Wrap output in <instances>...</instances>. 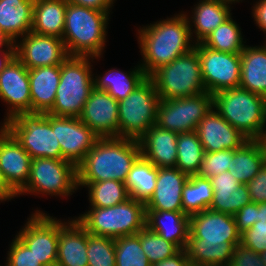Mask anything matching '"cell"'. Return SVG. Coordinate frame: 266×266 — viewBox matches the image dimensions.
Returning <instances> with one entry per match:
<instances>
[{
	"label": "cell",
	"mask_w": 266,
	"mask_h": 266,
	"mask_svg": "<svg viewBox=\"0 0 266 266\" xmlns=\"http://www.w3.org/2000/svg\"><path fill=\"white\" fill-rule=\"evenodd\" d=\"M136 38L141 60L138 61L146 77L171 63L177 57L190 52L196 43L192 39L187 17L181 10L166 19L139 25ZM142 62V63H141Z\"/></svg>",
	"instance_id": "1"
},
{
	"label": "cell",
	"mask_w": 266,
	"mask_h": 266,
	"mask_svg": "<svg viewBox=\"0 0 266 266\" xmlns=\"http://www.w3.org/2000/svg\"><path fill=\"white\" fill-rule=\"evenodd\" d=\"M140 156L141 147L137 139L99 138L77 166V183L110 179L125 182L130 169Z\"/></svg>",
	"instance_id": "2"
},
{
	"label": "cell",
	"mask_w": 266,
	"mask_h": 266,
	"mask_svg": "<svg viewBox=\"0 0 266 266\" xmlns=\"http://www.w3.org/2000/svg\"><path fill=\"white\" fill-rule=\"evenodd\" d=\"M112 13L67 2L62 40L69 56H103Z\"/></svg>",
	"instance_id": "3"
},
{
	"label": "cell",
	"mask_w": 266,
	"mask_h": 266,
	"mask_svg": "<svg viewBox=\"0 0 266 266\" xmlns=\"http://www.w3.org/2000/svg\"><path fill=\"white\" fill-rule=\"evenodd\" d=\"M103 57L69 56L60 65V82L48 114L57 117L81 116L84 104L94 88L93 65Z\"/></svg>",
	"instance_id": "4"
},
{
	"label": "cell",
	"mask_w": 266,
	"mask_h": 266,
	"mask_svg": "<svg viewBox=\"0 0 266 266\" xmlns=\"http://www.w3.org/2000/svg\"><path fill=\"white\" fill-rule=\"evenodd\" d=\"M213 108L249 140L266 128V98L240 87L212 95Z\"/></svg>",
	"instance_id": "5"
},
{
	"label": "cell",
	"mask_w": 266,
	"mask_h": 266,
	"mask_svg": "<svg viewBox=\"0 0 266 266\" xmlns=\"http://www.w3.org/2000/svg\"><path fill=\"white\" fill-rule=\"evenodd\" d=\"M82 213L74 217L93 235L115 239L135 235L146 226L145 203L131 197L118 205L105 208L89 207Z\"/></svg>",
	"instance_id": "6"
},
{
	"label": "cell",
	"mask_w": 266,
	"mask_h": 266,
	"mask_svg": "<svg viewBox=\"0 0 266 266\" xmlns=\"http://www.w3.org/2000/svg\"><path fill=\"white\" fill-rule=\"evenodd\" d=\"M78 192L77 167L65 159L34 158L26 187L17 198L28 194L34 197H60L64 200Z\"/></svg>",
	"instance_id": "7"
},
{
	"label": "cell",
	"mask_w": 266,
	"mask_h": 266,
	"mask_svg": "<svg viewBox=\"0 0 266 266\" xmlns=\"http://www.w3.org/2000/svg\"><path fill=\"white\" fill-rule=\"evenodd\" d=\"M160 100L184 98L206 92L197 50L177 57L149 77Z\"/></svg>",
	"instance_id": "8"
},
{
	"label": "cell",
	"mask_w": 266,
	"mask_h": 266,
	"mask_svg": "<svg viewBox=\"0 0 266 266\" xmlns=\"http://www.w3.org/2000/svg\"><path fill=\"white\" fill-rule=\"evenodd\" d=\"M3 126L15 137L32 159H62L56 129L50 124V114L29 113L9 119Z\"/></svg>",
	"instance_id": "9"
},
{
	"label": "cell",
	"mask_w": 266,
	"mask_h": 266,
	"mask_svg": "<svg viewBox=\"0 0 266 266\" xmlns=\"http://www.w3.org/2000/svg\"><path fill=\"white\" fill-rule=\"evenodd\" d=\"M159 95L154 82L146 77L130 95L118 101L119 137L139 138L156 124Z\"/></svg>",
	"instance_id": "10"
},
{
	"label": "cell",
	"mask_w": 266,
	"mask_h": 266,
	"mask_svg": "<svg viewBox=\"0 0 266 266\" xmlns=\"http://www.w3.org/2000/svg\"><path fill=\"white\" fill-rule=\"evenodd\" d=\"M212 107L213 97L208 92L160 100L155 125L178 134L193 132Z\"/></svg>",
	"instance_id": "11"
},
{
	"label": "cell",
	"mask_w": 266,
	"mask_h": 266,
	"mask_svg": "<svg viewBox=\"0 0 266 266\" xmlns=\"http://www.w3.org/2000/svg\"><path fill=\"white\" fill-rule=\"evenodd\" d=\"M37 209V210H36ZM30 212L16 236L32 251L43 266L57 262L58 218L38 207Z\"/></svg>",
	"instance_id": "12"
},
{
	"label": "cell",
	"mask_w": 266,
	"mask_h": 266,
	"mask_svg": "<svg viewBox=\"0 0 266 266\" xmlns=\"http://www.w3.org/2000/svg\"><path fill=\"white\" fill-rule=\"evenodd\" d=\"M195 49L200 59L206 92L213 95L222 90L240 87V53L215 51L202 43H197Z\"/></svg>",
	"instance_id": "13"
},
{
	"label": "cell",
	"mask_w": 266,
	"mask_h": 266,
	"mask_svg": "<svg viewBox=\"0 0 266 266\" xmlns=\"http://www.w3.org/2000/svg\"><path fill=\"white\" fill-rule=\"evenodd\" d=\"M0 100L7 106L0 125L18 115L31 113L28 68L16 56L0 73Z\"/></svg>",
	"instance_id": "14"
},
{
	"label": "cell",
	"mask_w": 266,
	"mask_h": 266,
	"mask_svg": "<svg viewBox=\"0 0 266 266\" xmlns=\"http://www.w3.org/2000/svg\"><path fill=\"white\" fill-rule=\"evenodd\" d=\"M50 124L52 129H56L62 159L70 161L76 167L100 138L77 117L50 115Z\"/></svg>",
	"instance_id": "15"
},
{
	"label": "cell",
	"mask_w": 266,
	"mask_h": 266,
	"mask_svg": "<svg viewBox=\"0 0 266 266\" xmlns=\"http://www.w3.org/2000/svg\"><path fill=\"white\" fill-rule=\"evenodd\" d=\"M15 56L28 68L61 65L68 57L64 41L29 32L15 43Z\"/></svg>",
	"instance_id": "16"
},
{
	"label": "cell",
	"mask_w": 266,
	"mask_h": 266,
	"mask_svg": "<svg viewBox=\"0 0 266 266\" xmlns=\"http://www.w3.org/2000/svg\"><path fill=\"white\" fill-rule=\"evenodd\" d=\"M235 217L211 209L189 216L188 239H202V243H240Z\"/></svg>",
	"instance_id": "17"
},
{
	"label": "cell",
	"mask_w": 266,
	"mask_h": 266,
	"mask_svg": "<svg viewBox=\"0 0 266 266\" xmlns=\"http://www.w3.org/2000/svg\"><path fill=\"white\" fill-rule=\"evenodd\" d=\"M32 158L15 139L0 125V170L9 188L18 195L27 185Z\"/></svg>",
	"instance_id": "18"
},
{
	"label": "cell",
	"mask_w": 266,
	"mask_h": 266,
	"mask_svg": "<svg viewBox=\"0 0 266 266\" xmlns=\"http://www.w3.org/2000/svg\"><path fill=\"white\" fill-rule=\"evenodd\" d=\"M79 118L100 138L119 137L118 101L105 90L93 88Z\"/></svg>",
	"instance_id": "19"
},
{
	"label": "cell",
	"mask_w": 266,
	"mask_h": 266,
	"mask_svg": "<svg viewBox=\"0 0 266 266\" xmlns=\"http://www.w3.org/2000/svg\"><path fill=\"white\" fill-rule=\"evenodd\" d=\"M196 132L205 152L235 150L249 140L213 107L200 121Z\"/></svg>",
	"instance_id": "20"
},
{
	"label": "cell",
	"mask_w": 266,
	"mask_h": 266,
	"mask_svg": "<svg viewBox=\"0 0 266 266\" xmlns=\"http://www.w3.org/2000/svg\"><path fill=\"white\" fill-rule=\"evenodd\" d=\"M58 218V266H88L87 231L73 217Z\"/></svg>",
	"instance_id": "21"
},
{
	"label": "cell",
	"mask_w": 266,
	"mask_h": 266,
	"mask_svg": "<svg viewBox=\"0 0 266 266\" xmlns=\"http://www.w3.org/2000/svg\"><path fill=\"white\" fill-rule=\"evenodd\" d=\"M188 179L177 167L158 168L156 187L145 203L146 211H183L181 195Z\"/></svg>",
	"instance_id": "22"
},
{
	"label": "cell",
	"mask_w": 266,
	"mask_h": 266,
	"mask_svg": "<svg viewBox=\"0 0 266 266\" xmlns=\"http://www.w3.org/2000/svg\"><path fill=\"white\" fill-rule=\"evenodd\" d=\"M235 6L225 0H197L192 10L183 11L187 17L194 42L201 43L213 30L226 21Z\"/></svg>",
	"instance_id": "23"
},
{
	"label": "cell",
	"mask_w": 266,
	"mask_h": 266,
	"mask_svg": "<svg viewBox=\"0 0 266 266\" xmlns=\"http://www.w3.org/2000/svg\"><path fill=\"white\" fill-rule=\"evenodd\" d=\"M178 133L150 127L140 138L141 155L157 168L175 167Z\"/></svg>",
	"instance_id": "24"
},
{
	"label": "cell",
	"mask_w": 266,
	"mask_h": 266,
	"mask_svg": "<svg viewBox=\"0 0 266 266\" xmlns=\"http://www.w3.org/2000/svg\"><path fill=\"white\" fill-rule=\"evenodd\" d=\"M31 113H48L54 104L60 82V65L28 69Z\"/></svg>",
	"instance_id": "25"
},
{
	"label": "cell",
	"mask_w": 266,
	"mask_h": 266,
	"mask_svg": "<svg viewBox=\"0 0 266 266\" xmlns=\"http://www.w3.org/2000/svg\"><path fill=\"white\" fill-rule=\"evenodd\" d=\"M146 227L179 249L186 248L189 216L183 211H146Z\"/></svg>",
	"instance_id": "26"
},
{
	"label": "cell",
	"mask_w": 266,
	"mask_h": 266,
	"mask_svg": "<svg viewBox=\"0 0 266 266\" xmlns=\"http://www.w3.org/2000/svg\"><path fill=\"white\" fill-rule=\"evenodd\" d=\"M34 0H0V31L14 43L32 31Z\"/></svg>",
	"instance_id": "27"
},
{
	"label": "cell",
	"mask_w": 266,
	"mask_h": 266,
	"mask_svg": "<svg viewBox=\"0 0 266 266\" xmlns=\"http://www.w3.org/2000/svg\"><path fill=\"white\" fill-rule=\"evenodd\" d=\"M240 55V88L266 98V48L246 44Z\"/></svg>",
	"instance_id": "28"
},
{
	"label": "cell",
	"mask_w": 266,
	"mask_h": 266,
	"mask_svg": "<svg viewBox=\"0 0 266 266\" xmlns=\"http://www.w3.org/2000/svg\"><path fill=\"white\" fill-rule=\"evenodd\" d=\"M137 63V65L128 71L112 67L104 71L105 73L97 74V71L96 73L94 72V87L107 91L117 101L127 98L146 78L139 62Z\"/></svg>",
	"instance_id": "29"
},
{
	"label": "cell",
	"mask_w": 266,
	"mask_h": 266,
	"mask_svg": "<svg viewBox=\"0 0 266 266\" xmlns=\"http://www.w3.org/2000/svg\"><path fill=\"white\" fill-rule=\"evenodd\" d=\"M67 0H34L32 31L62 39Z\"/></svg>",
	"instance_id": "30"
},
{
	"label": "cell",
	"mask_w": 266,
	"mask_h": 266,
	"mask_svg": "<svg viewBox=\"0 0 266 266\" xmlns=\"http://www.w3.org/2000/svg\"><path fill=\"white\" fill-rule=\"evenodd\" d=\"M264 164L265 158L259 142L248 140L241 147L233 150V159L228 171L241 184H247Z\"/></svg>",
	"instance_id": "31"
},
{
	"label": "cell",
	"mask_w": 266,
	"mask_h": 266,
	"mask_svg": "<svg viewBox=\"0 0 266 266\" xmlns=\"http://www.w3.org/2000/svg\"><path fill=\"white\" fill-rule=\"evenodd\" d=\"M191 266H228L234 246L231 243H202V239H188L186 245Z\"/></svg>",
	"instance_id": "32"
},
{
	"label": "cell",
	"mask_w": 266,
	"mask_h": 266,
	"mask_svg": "<svg viewBox=\"0 0 266 266\" xmlns=\"http://www.w3.org/2000/svg\"><path fill=\"white\" fill-rule=\"evenodd\" d=\"M158 168L142 155L130 169L124 182L131 198L146 203L156 187Z\"/></svg>",
	"instance_id": "33"
},
{
	"label": "cell",
	"mask_w": 266,
	"mask_h": 266,
	"mask_svg": "<svg viewBox=\"0 0 266 266\" xmlns=\"http://www.w3.org/2000/svg\"><path fill=\"white\" fill-rule=\"evenodd\" d=\"M230 16L226 21L213 30L201 43L212 50L226 53H241L247 44L242 28Z\"/></svg>",
	"instance_id": "34"
},
{
	"label": "cell",
	"mask_w": 266,
	"mask_h": 266,
	"mask_svg": "<svg viewBox=\"0 0 266 266\" xmlns=\"http://www.w3.org/2000/svg\"><path fill=\"white\" fill-rule=\"evenodd\" d=\"M78 191L83 187L88 191L89 207L105 208L118 205L130 198L122 181L105 180L93 183H77Z\"/></svg>",
	"instance_id": "35"
},
{
	"label": "cell",
	"mask_w": 266,
	"mask_h": 266,
	"mask_svg": "<svg viewBox=\"0 0 266 266\" xmlns=\"http://www.w3.org/2000/svg\"><path fill=\"white\" fill-rule=\"evenodd\" d=\"M213 192L210 179L198 175L189 176L181 195L183 212L190 216L207 210L212 203Z\"/></svg>",
	"instance_id": "36"
},
{
	"label": "cell",
	"mask_w": 266,
	"mask_h": 266,
	"mask_svg": "<svg viewBox=\"0 0 266 266\" xmlns=\"http://www.w3.org/2000/svg\"><path fill=\"white\" fill-rule=\"evenodd\" d=\"M205 151L196 131L179 133L177 138L176 166L188 176L197 175Z\"/></svg>",
	"instance_id": "37"
},
{
	"label": "cell",
	"mask_w": 266,
	"mask_h": 266,
	"mask_svg": "<svg viewBox=\"0 0 266 266\" xmlns=\"http://www.w3.org/2000/svg\"><path fill=\"white\" fill-rule=\"evenodd\" d=\"M116 266H152L137 234L114 239Z\"/></svg>",
	"instance_id": "38"
},
{
	"label": "cell",
	"mask_w": 266,
	"mask_h": 266,
	"mask_svg": "<svg viewBox=\"0 0 266 266\" xmlns=\"http://www.w3.org/2000/svg\"><path fill=\"white\" fill-rule=\"evenodd\" d=\"M137 235L140 238L141 248L151 265L173 256L180 250L174 243L163 239L146 226Z\"/></svg>",
	"instance_id": "39"
},
{
	"label": "cell",
	"mask_w": 266,
	"mask_h": 266,
	"mask_svg": "<svg viewBox=\"0 0 266 266\" xmlns=\"http://www.w3.org/2000/svg\"><path fill=\"white\" fill-rule=\"evenodd\" d=\"M88 266H116L114 238L87 232Z\"/></svg>",
	"instance_id": "40"
},
{
	"label": "cell",
	"mask_w": 266,
	"mask_h": 266,
	"mask_svg": "<svg viewBox=\"0 0 266 266\" xmlns=\"http://www.w3.org/2000/svg\"><path fill=\"white\" fill-rule=\"evenodd\" d=\"M252 202L246 184H240L232 193L213 192L209 209L234 216L242 207Z\"/></svg>",
	"instance_id": "41"
},
{
	"label": "cell",
	"mask_w": 266,
	"mask_h": 266,
	"mask_svg": "<svg viewBox=\"0 0 266 266\" xmlns=\"http://www.w3.org/2000/svg\"><path fill=\"white\" fill-rule=\"evenodd\" d=\"M232 159L233 150L205 152L197 175L210 179L220 173L228 171L229 167H231Z\"/></svg>",
	"instance_id": "42"
},
{
	"label": "cell",
	"mask_w": 266,
	"mask_h": 266,
	"mask_svg": "<svg viewBox=\"0 0 266 266\" xmlns=\"http://www.w3.org/2000/svg\"><path fill=\"white\" fill-rule=\"evenodd\" d=\"M11 241L6 253V260H4V266H43L16 235Z\"/></svg>",
	"instance_id": "43"
},
{
	"label": "cell",
	"mask_w": 266,
	"mask_h": 266,
	"mask_svg": "<svg viewBox=\"0 0 266 266\" xmlns=\"http://www.w3.org/2000/svg\"><path fill=\"white\" fill-rule=\"evenodd\" d=\"M240 244L260 254L266 251V221H257L240 236Z\"/></svg>",
	"instance_id": "44"
},
{
	"label": "cell",
	"mask_w": 266,
	"mask_h": 266,
	"mask_svg": "<svg viewBox=\"0 0 266 266\" xmlns=\"http://www.w3.org/2000/svg\"><path fill=\"white\" fill-rule=\"evenodd\" d=\"M228 266H265L260 254L252 249L238 244L234 247L233 255Z\"/></svg>",
	"instance_id": "45"
},
{
	"label": "cell",
	"mask_w": 266,
	"mask_h": 266,
	"mask_svg": "<svg viewBox=\"0 0 266 266\" xmlns=\"http://www.w3.org/2000/svg\"><path fill=\"white\" fill-rule=\"evenodd\" d=\"M237 230L240 234L250 229L258 219V204L250 202L242 207L235 215Z\"/></svg>",
	"instance_id": "46"
},
{
	"label": "cell",
	"mask_w": 266,
	"mask_h": 266,
	"mask_svg": "<svg viewBox=\"0 0 266 266\" xmlns=\"http://www.w3.org/2000/svg\"><path fill=\"white\" fill-rule=\"evenodd\" d=\"M252 202L256 204L266 202V163L258 171L257 175L247 184Z\"/></svg>",
	"instance_id": "47"
},
{
	"label": "cell",
	"mask_w": 266,
	"mask_h": 266,
	"mask_svg": "<svg viewBox=\"0 0 266 266\" xmlns=\"http://www.w3.org/2000/svg\"><path fill=\"white\" fill-rule=\"evenodd\" d=\"M214 192L232 193L241 184L229 171H225L210 178Z\"/></svg>",
	"instance_id": "48"
},
{
	"label": "cell",
	"mask_w": 266,
	"mask_h": 266,
	"mask_svg": "<svg viewBox=\"0 0 266 266\" xmlns=\"http://www.w3.org/2000/svg\"><path fill=\"white\" fill-rule=\"evenodd\" d=\"M253 5L251 7V16L253 18L256 28L266 35V0H253Z\"/></svg>",
	"instance_id": "49"
},
{
	"label": "cell",
	"mask_w": 266,
	"mask_h": 266,
	"mask_svg": "<svg viewBox=\"0 0 266 266\" xmlns=\"http://www.w3.org/2000/svg\"><path fill=\"white\" fill-rule=\"evenodd\" d=\"M116 1L117 0H67V2L71 4L96 9L106 13H113L112 9Z\"/></svg>",
	"instance_id": "50"
},
{
	"label": "cell",
	"mask_w": 266,
	"mask_h": 266,
	"mask_svg": "<svg viewBox=\"0 0 266 266\" xmlns=\"http://www.w3.org/2000/svg\"><path fill=\"white\" fill-rule=\"evenodd\" d=\"M152 266H191L185 249H180L173 256L159 261Z\"/></svg>",
	"instance_id": "51"
},
{
	"label": "cell",
	"mask_w": 266,
	"mask_h": 266,
	"mask_svg": "<svg viewBox=\"0 0 266 266\" xmlns=\"http://www.w3.org/2000/svg\"><path fill=\"white\" fill-rule=\"evenodd\" d=\"M17 198V195L9 188L0 170V204Z\"/></svg>",
	"instance_id": "52"
},
{
	"label": "cell",
	"mask_w": 266,
	"mask_h": 266,
	"mask_svg": "<svg viewBox=\"0 0 266 266\" xmlns=\"http://www.w3.org/2000/svg\"><path fill=\"white\" fill-rule=\"evenodd\" d=\"M15 51L14 42L0 31V52Z\"/></svg>",
	"instance_id": "53"
},
{
	"label": "cell",
	"mask_w": 266,
	"mask_h": 266,
	"mask_svg": "<svg viewBox=\"0 0 266 266\" xmlns=\"http://www.w3.org/2000/svg\"><path fill=\"white\" fill-rule=\"evenodd\" d=\"M14 57H15V51L0 52V73Z\"/></svg>",
	"instance_id": "54"
},
{
	"label": "cell",
	"mask_w": 266,
	"mask_h": 266,
	"mask_svg": "<svg viewBox=\"0 0 266 266\" xmlns=\"http://www.w3.org/2000/svg\"><path fill=\"white\" fill-rule=\"evenodd\" d=\"M260 146L261 149L263 151V155L265 158V163H266V128L263 130V132L260 134V136L256 139Z\"/></svg>",
	"instance_id": "55"
},
{
	"label": "cell",
	"mask_w": 266,
	"mask_h": 266,
	"mask_svg": "<svg viewBox=\"0 0 266 266\" xmlns=\"http://www.w3.org/2000/svg\"><path fill=\"white\" fill-rule=\"evenodd\" d=\"M257 221H266V202L258 204V219Z\"/></svg>",
	"instance_id": "56"
},
{
	"label": "cell",
	"mask_w": 266,
	"mask_h": 266,
	"mask_svg": "<svg viewBox=\"0 0 266 266\" xmlns=\"http://www.w3.org/2000/svg\"><path fill=\"white\" fill-rule=\"evenodd\" d=\"M227 3L229 4H233V5H236L235 3H241L242 1H245V0H225Z\"/></svg>",
	"instance_id": "57"
},
{
	"label": "cell",
	"mask_w": 266,
	"mask_h": 266,
	"mask_svg": "<svg viewBox=\"0 0 266 266\" xmlns=\"http://www.w3.org/2000/svg\"><path fill=\"white\" fill-rule=\"evenodd\" d=\"M261 260L263 261L264 265L266 266V251L260 253Z\"/></svg>",
	"instance_id": "58"
},
{
	"label": "cell",
	"mask_w": 266,
	"mask_h": 266,
	"mask_svg": "<svg viewBox=\"0 0 266 266\" xmlns=\"http://www.w3.org/2000/svg\"><path fill=\"white\" fill-rule=\"evenodd\" d=\"M264 38H265L264 41H263L264 43H262V44L266 48V35L264 36Z\"/></svg>",
	"instance_id": "59"
}]
</instances>
